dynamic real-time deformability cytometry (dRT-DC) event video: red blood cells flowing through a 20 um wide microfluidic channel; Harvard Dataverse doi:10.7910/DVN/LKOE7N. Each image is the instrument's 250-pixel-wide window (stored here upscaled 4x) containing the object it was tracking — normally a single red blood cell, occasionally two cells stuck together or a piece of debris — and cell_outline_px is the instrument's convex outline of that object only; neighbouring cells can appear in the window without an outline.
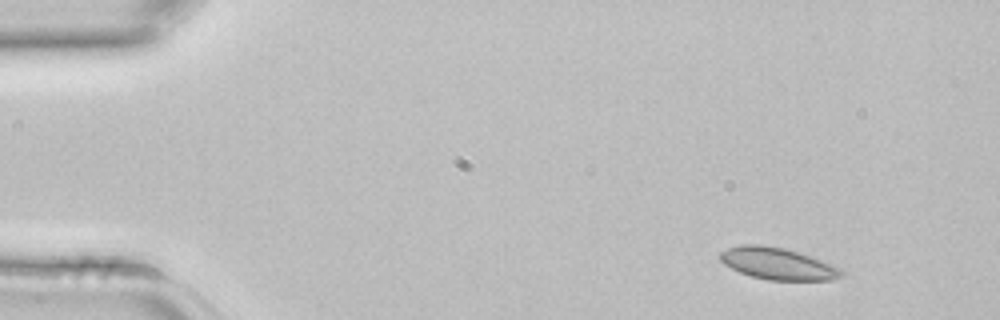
{"species": "common noctule bat (a hibernating species)", "species_latin": "Nyctalus noctula", "temperature_condition": "room temperature", "stored_images_in_passage": 4, "segment_of_instrument_passage": [1, 2], "camera_frame_rate_fps": 3000, "um_per_image_px": 0.085, "animal": {"sex": "female", "body_mass_g": 22.7, "forearm_length_mm": 54.2}, "frame": {"image": 1, "passage_image": 1, "time_ms": 0.0, "image_size_px": [1000, 320], "cell_outline_px": [[844, 276], [832, 280], [768, 280], [752, 276], [740, 272], [724, 264], [720, 260], [720, 252], [728, 248], [740, 244], [760, 244], [784, 248], [832, 264], [840, 268], [844, 272]], "centroid_in_image_um": [66.1, 22.41], "position_along_channel_um": 18.9, "area_um2": 22.37}}